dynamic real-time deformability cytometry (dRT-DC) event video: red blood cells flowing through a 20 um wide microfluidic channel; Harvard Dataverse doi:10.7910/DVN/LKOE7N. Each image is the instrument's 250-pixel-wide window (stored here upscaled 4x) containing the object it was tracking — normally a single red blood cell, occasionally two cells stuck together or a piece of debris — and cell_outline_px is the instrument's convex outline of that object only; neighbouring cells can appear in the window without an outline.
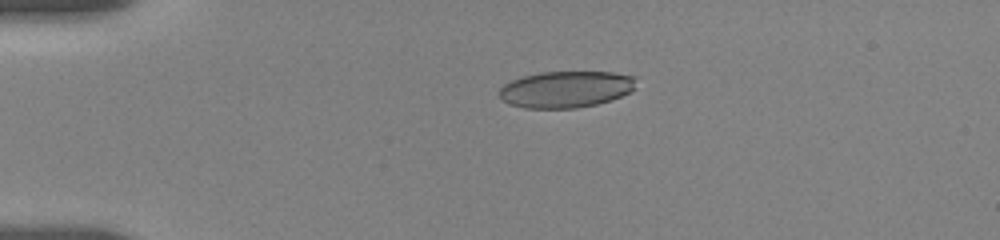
{"species": "human", "species_latin": "Homo sapiens", "temperature_condition": "room temperature", "stored_images_in_passage": 14, "camera_frame_rate_fps": 3000, "um_per_image_px": 0.085, "donor": {"sex": "female"}, "frame": {"image": 1, "passage_image": 4, "time_ms": 0.667, "image_size_px": [1000, 240], "cell_outline_px": [[636, 76], [632, 88], [628, 92], [620, 96], [596, 104], [576, 108], [524, 108], [508, 104], [500, 96], [500, 88], [504, 84], [512, 80], [524, 76], [540, 72], [612, 72]], "centroid_in_image_um": [48.06, 7.59], "position_along_channel_um": 36.9, "area_um2": 28.84}}